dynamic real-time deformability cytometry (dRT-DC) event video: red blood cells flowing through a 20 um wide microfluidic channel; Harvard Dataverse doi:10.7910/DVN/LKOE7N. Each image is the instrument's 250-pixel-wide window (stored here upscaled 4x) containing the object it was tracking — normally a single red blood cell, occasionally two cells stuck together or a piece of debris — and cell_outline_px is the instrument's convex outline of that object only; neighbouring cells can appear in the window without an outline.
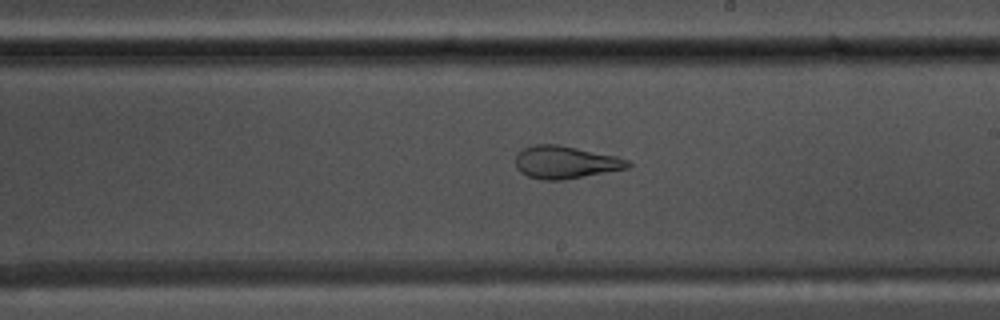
{"species": "common noctule bat (a hibernating species)", "species_latin": "Nyctalus noctula", "temperature_condition": "warm", "stored_images_in_passage": 55, "camera_frame_rate_fps": 3000, "um_per_image_px": 0.085, "animal": {"sex": "male", "body_mass_g": 17.5, "forearm_length_mm": 52.3}, "frame": {"image": 1, "passage_image": 32, "time_ms": 10.333, "image_size_px": [1000, 320], "cell_outline_px": [[632, 164], [628, 168], [560, 180], [540, 180], [528, 176], [520, 172], [516, 168], [516, 152], [524, 148], [536, 144], [560, 144], [616, 156], [628, 160]], "centroid_in_image_um": [48.03, 13.78], "position_along_channel_um": 241.0, "area_um2": 21.33}}
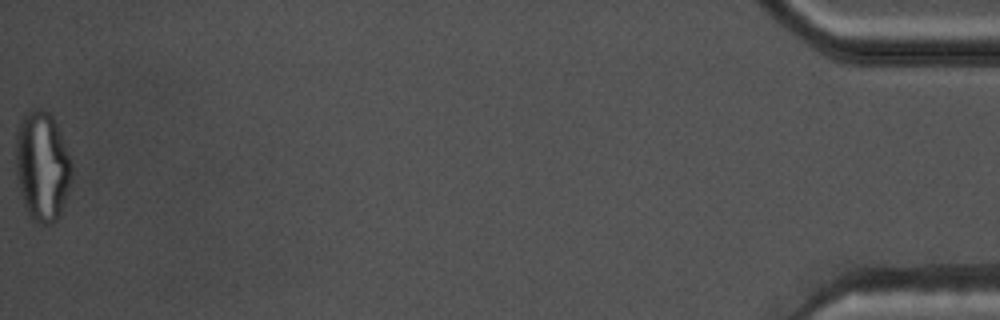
{"frame": {"image": 2, "passage_image": 55, "time_ms": 18.0, "image_size_px": [1000, 320], "cell_outline_px": [[72, 176], [60, 212], [56, 220], [52, 224], [40, 224], [32, 220], [24, 204], [20, 192], [16, 176], [16, 132], [20, 120], [28, 112], [36, 108], [40, 108], [48, 112], [52, 116], [60, 132], [72, 164]], "centroid_in_image_um": [3.57, 14.12], "position_along_channel_um": 431.6, "area_um2": 35.55}, "authors_computed_cell_mechanics": {"area_um2": 26.8192, "velocity_mm_per_s": 3.7761, "shape_relaxation_time_tau1_ms": null, "shape_relaxation_time_tau2_ms": 1.2243, "deformation_change_tau1": null, "deformation_change_tau2": 0.0756}}